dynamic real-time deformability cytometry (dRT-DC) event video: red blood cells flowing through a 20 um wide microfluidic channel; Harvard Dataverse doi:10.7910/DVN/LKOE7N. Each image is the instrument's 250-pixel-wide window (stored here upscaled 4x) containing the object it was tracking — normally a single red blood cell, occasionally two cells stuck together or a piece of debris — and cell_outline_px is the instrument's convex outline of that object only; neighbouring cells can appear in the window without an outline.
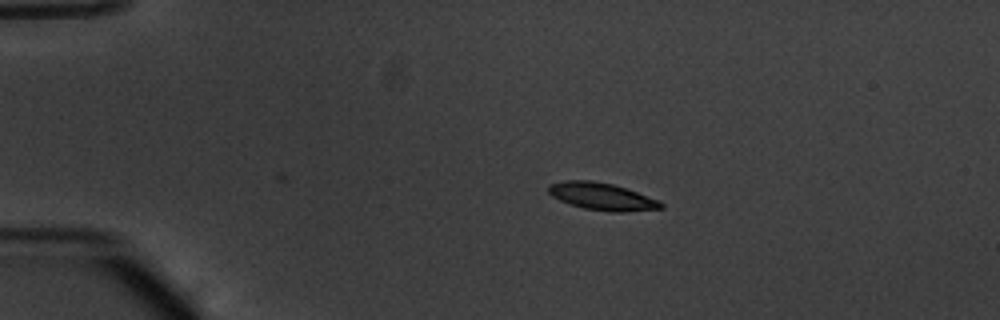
{"species": "common noctule bat (a hibernating species)", "species_latin": "Nyctalus noctula", "temperature_condition": "warm", "stored_images_in_passage": 39, "camera_frame_rate_fps": 3000, "um_per_image_px": 0.085, "animal": {"sex": "male", "body_mass_g": 20.1, "forearm_length_mm": 53.5}, "frame": {"image": 1, "passage_image": 1, "time_ms": 0.0, "image_size_px": [1000, 320], "cell_outline_px": [[664, 208], [620, 212], [612, 212], [584, 208], [560, 200], [552, 196], [548, 192], [548, 184], [568, 180], [592, 180], [612, 184], [660, 200], [664, 204]], "centroid_in_image_um": [51.17, 16.69], "position_along_channel_um": 33.8, "area_um2": 17.69}}
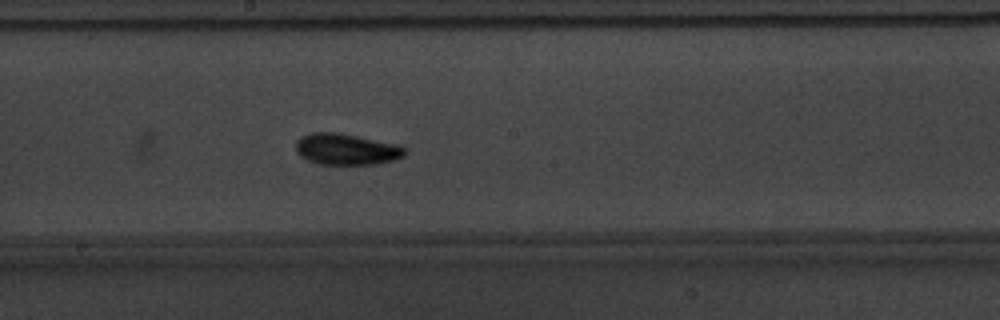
{"frame": {"image": 2, "passage_image": 20, "time_ms": 6.333, "image_size_px": [1000, 320], "cell_outline_px": [[408, 148], [404, 156], [396, 160], [376, 164], [320, 164], [308, 160], [300, 156], [296, 152], [296, 140], [300, 136], [312, 132], [336, 132], [400, 144]], "centroid_in_image_um": [29.48, 12.68], "position_along_channel_um": 218.7, "area_um2": 20.17}}
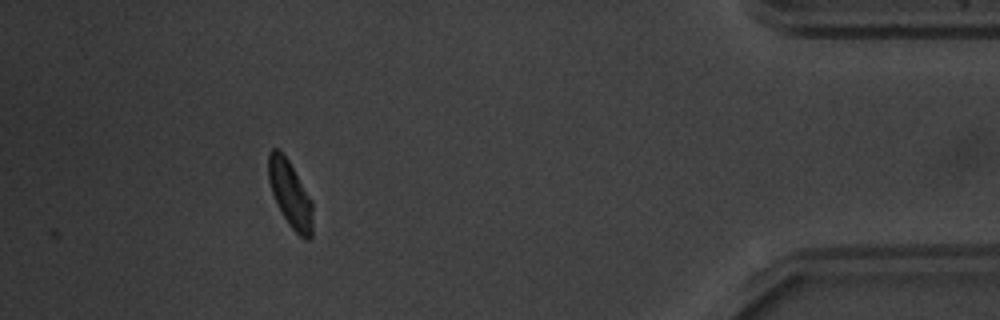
{"frame": {"image": 3, "passage_image": 39, "time_ms": 12.667, "image_size_px": [1000, 320], "cell_outline_px": [[312, 236], [308, 240], [304, 240], [288, 224], [272, 192], [268, 180], [268, 152], [272, 148], [276, 148], [288, 160], [312, 200]], "centroid_in_image_um": [24.67, 16.51], "position_along_channel_um": 410.5, "area_um2": 16.88}, "authors_computed_cell_mechanics": {"area_um2": 17.918, "velocity_mm_per_s": 3.8003, "shape_relaxation_time_tau1_ms": 2.2081, "shape_relaxation_time_tau2_ms": 6.4784, "deformation_change_tau1": 0.1183, "deformation_change_tau2": 0.1106}}